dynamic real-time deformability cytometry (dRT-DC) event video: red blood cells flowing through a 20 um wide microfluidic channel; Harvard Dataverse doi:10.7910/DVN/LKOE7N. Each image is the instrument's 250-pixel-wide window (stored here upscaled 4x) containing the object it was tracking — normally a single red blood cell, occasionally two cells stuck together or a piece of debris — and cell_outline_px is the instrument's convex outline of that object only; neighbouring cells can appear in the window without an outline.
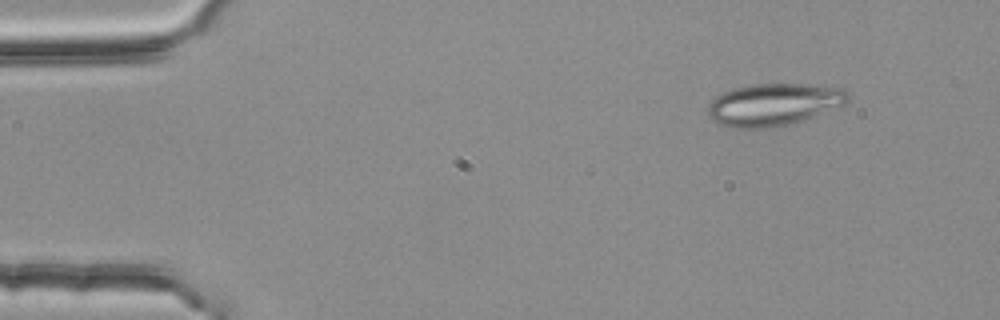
{"species": "common noctule bat (a hibernating species)", "species_latin": "Nyctalus noctula", "temperature_condition": "room temperature", "stored_images_in_passage": 4, "camera_frame_rate_fps": 3000, "um_per_image_px": 0.085, "animal": {"sex": "female", "body_mass_g": 25.1}, "frame": {"image": 1, "passage_image": 1, "time_ms": 0.0, "image_size_px": [1000, 320], "cell_outline_px": [[852, 96], [844, 104], [804, 120], [792, 124], [772, 128], [732, 128], [716, 124], [708, 116], [708, 104], [716, 96], [732, 88], [752, 84], [808, 84], [848, 88]], "centroid_in_image_um": [65.78, 8.88], "position_along_channel_um": 19.2, "area_um2": 35.08}}